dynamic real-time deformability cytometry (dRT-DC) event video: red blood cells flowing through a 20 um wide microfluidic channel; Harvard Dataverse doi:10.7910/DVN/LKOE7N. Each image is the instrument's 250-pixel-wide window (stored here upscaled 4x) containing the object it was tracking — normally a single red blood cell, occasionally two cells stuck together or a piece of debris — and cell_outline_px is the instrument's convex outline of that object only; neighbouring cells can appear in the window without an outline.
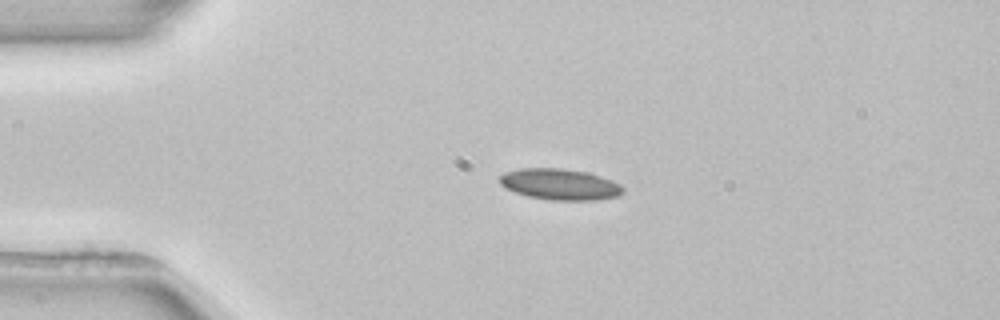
{"species": "common noctule bat (a hibernating species)", "species_latin": "Nyctalus noctula", "temperature_condition": "room temperature", "stored_images_in_passage": 3, "camera_frame_rate_fps": 3000, "um_per_image_px": 0.085, "animal": {"sex": "female", "body_mass_g": 22.7, "forearm_length_mm": 54.2}, "frame": {"image": 1, "passage_image": 2, "time_ms": 2.0, "image_size_px": [1000, 320], "cell_outline_px": [[624, 192], [620, 196], [596, 200], [552, 200], [528, 196], [504, 188], [500, 184], [500, 176], [504, 172], [520, 168], [560, 168], [588, 172], [612, 180], [620, 184], [624, 188]], "centroid_in_image_um": [47.61, 15.66], "position_along_channel_um": 37.4, "area_um2": 22.48}}